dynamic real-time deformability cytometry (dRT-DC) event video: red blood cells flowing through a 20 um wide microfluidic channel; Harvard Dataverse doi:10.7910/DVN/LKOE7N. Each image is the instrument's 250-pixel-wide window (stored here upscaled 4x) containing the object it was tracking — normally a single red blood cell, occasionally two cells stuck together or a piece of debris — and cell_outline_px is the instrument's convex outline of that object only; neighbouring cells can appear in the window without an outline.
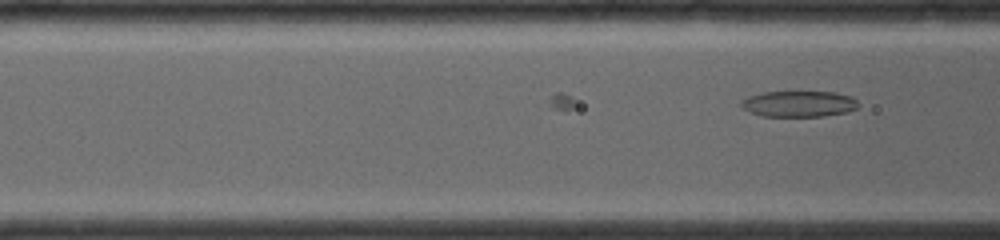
{"species": "common noctule bat (a hibernating species)", "species_latin": "Nyctalus noctula", "temperature_condition": "room temperature", "stored_images_in_passage": 6, "camera_frame_rate_fps": 4000, "um_per_image_px": 0.085, "animal": {"sex": "female", "body_mass_g": 19.0, "forearm_length_mm": 56.7}, "frame": {"image": 1, "passage_image": 6, "time_ms": 1.25, "image_size_px": [1000, 240], "cell_outline_px": [[860, 104], [856, 108], [848, 112], [824, 116], [760, 116], [748, 112], [740, 104], [740, 100], [748, 96], [764, 92], [836, 92], [852, 96]], "centroid_in_image_um": [67.9, 8.83], "position_along_channel_um": 98.7, "area_um2": 17.92}}